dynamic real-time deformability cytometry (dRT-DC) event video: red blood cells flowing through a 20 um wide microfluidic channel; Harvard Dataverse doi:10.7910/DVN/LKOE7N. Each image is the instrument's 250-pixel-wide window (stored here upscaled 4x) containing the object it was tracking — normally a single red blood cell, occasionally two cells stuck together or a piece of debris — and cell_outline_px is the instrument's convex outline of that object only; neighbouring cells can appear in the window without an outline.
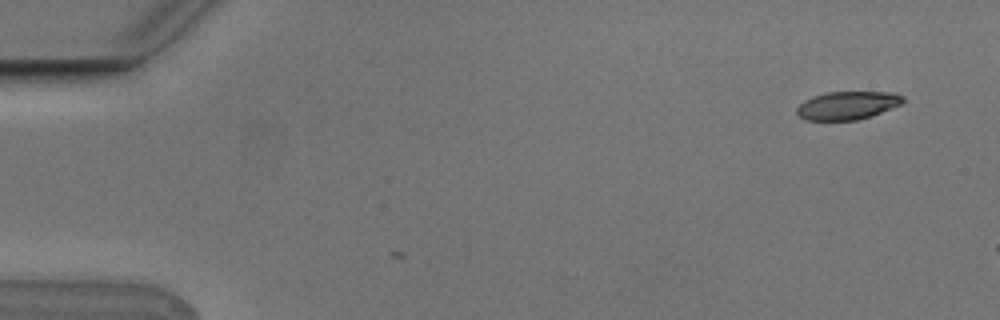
{"species": "Egyptian fruit bat (a non-hibernating species)", "species_latin": "Rousettus aegyptiacus", "temperature_condition": "cold", "stored_images_in_passage": 4, "camera_frame_rate_fps": 3000, "um_per_image_px": 0.085, "animal": {"sex": "male"}, "frame": {"image": 1, "passage_image": 1, "time_ms": 0.0, "image_size_px": [1000, 320], "cell_outline_px": [[904, 100], [900, 104], [872, 116], [856, 120], [808, 120], [800, 116], [796, 112], [796, 108], [804, 100], [812, 96], [828, 92], [896, 92], [904, 96]], "centroid_in_image_um": [72.04, 8.95], "position_along_channel_um": 13.0, "area_um2": 17.4}}